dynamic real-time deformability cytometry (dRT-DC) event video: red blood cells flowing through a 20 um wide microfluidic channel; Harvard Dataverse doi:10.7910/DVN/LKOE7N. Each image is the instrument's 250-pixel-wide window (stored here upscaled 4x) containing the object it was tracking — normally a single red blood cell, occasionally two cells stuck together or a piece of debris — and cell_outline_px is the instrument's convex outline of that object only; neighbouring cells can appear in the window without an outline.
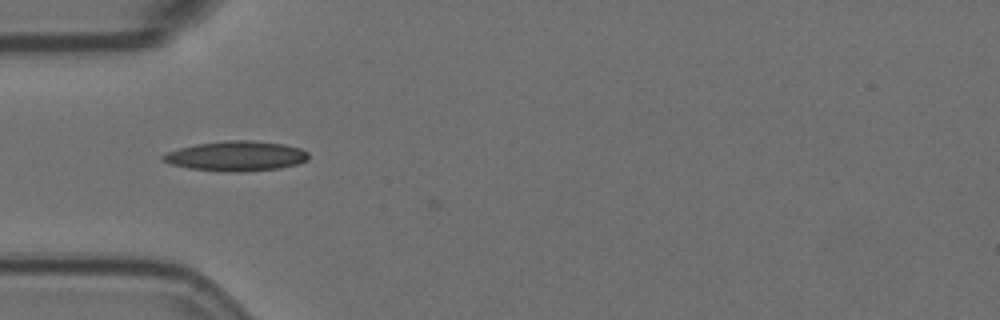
{"species": "Egyptian fruit bat (a non-hibernating species)", "species_latin": "Rousettus aegyptiacus", "temperature_condition": "room temperature", "stored_images_in_passage": 5, "camera_frame_rate_fps": 3000, "um_per_image_px": 0.085, "animal": {"sex": "female"}, "frame": {"image": 1, "passage_image": 4, "time_ms": 1.0, "image_size_px": [1000, 320], "cell_outline_px": [[308, 160], [296, 164], [280, 168], [240, 172], [224, 172], [188, 168], [172, 164], [164, 160], [160, 156], [168, 152], [180, 148], [196, 144], [224, 140], [252, 140], [284, 144], [300, 148], [308, 152]], "centroid_in_image_um": [20.09, 13.26], "position_along_channel_um": 64.9, "area_um2": 25.37}}